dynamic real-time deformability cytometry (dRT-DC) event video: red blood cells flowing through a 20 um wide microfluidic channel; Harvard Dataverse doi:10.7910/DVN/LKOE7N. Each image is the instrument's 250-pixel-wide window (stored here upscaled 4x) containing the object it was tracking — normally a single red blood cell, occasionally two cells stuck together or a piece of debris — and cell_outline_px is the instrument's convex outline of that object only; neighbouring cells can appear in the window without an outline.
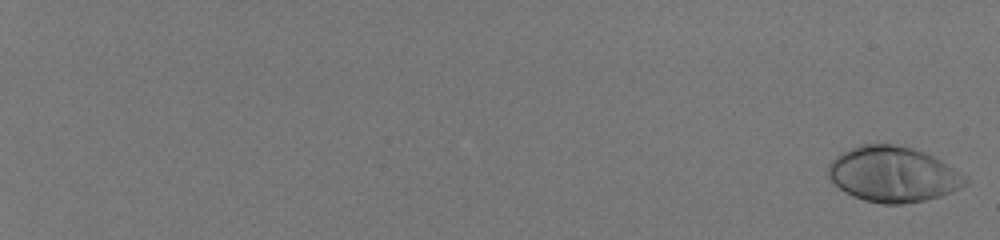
{"species": "human", "species_latin": "Homo sapiens", "temperature_condition": "room temperature", "stored_images_in_passage": 58, "camera_frame_rate_fps": 3000, "um_per_image_px": 0.085, "donor": {"sex": "male"}, "frame": {"image": 1, "passage_image": 1, "time_ms": 0.0, "image_size_px": [1000, 240], "cell_outline_px": [[968, 184], [940, 196], [924, 200], [900, 204], [880, 204], [864, 200], [852, 196], [844, 192], [828, 176], [828, 164], [840, 152], [848, 148], [860, 144], [892, 144], [912, 148], [924, 152], [940, 160], [968, 176]], "centroid_in_image_um": [75.89, 14.81], "position_along_channel_um": 9.1, "area_um2": 44.39}}
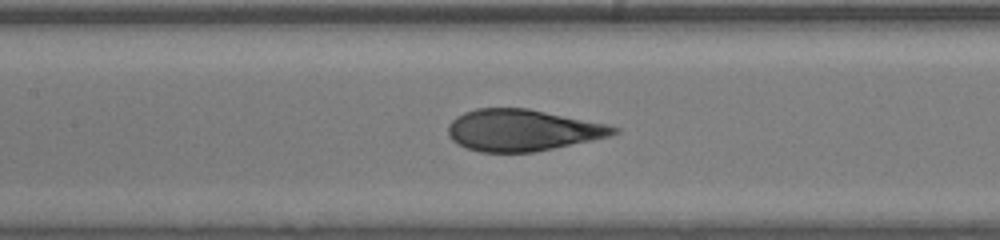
{"frame": {"image": 2, "passage_image": 34, "time_ms": 11.0, "image_size_px": [1000, 240], "cell_outline_px": [[620, 132], [608, 136], [592, 140], [536, 152], [480, 152], [468, 148], [452, 140], [448, 136], [448, 124], [456, 116], [464, 112], [476, 108], [528, 108], [608, 124], [620, 128]], "centroid_in_image_um": [44.41, 11.06], "position_along_channel_um": 163.0, "area_um2": 40.17}}
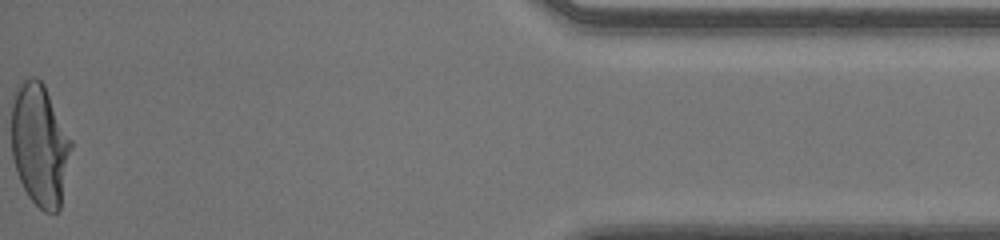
{"frame": {"image": 3, "passage_image": 58, "time_ms": 19.0, "image_size_px": [1000, 240], "cell_outline_px": [[72, 148], [60, 208], [56, 212], [44, 212], [28, 196], [16, 172], [12, 156], [12, 104], [16, 84], [32, 76], [36, 76], [44, 84], [72, 140]], "centroid_in_image_um": [3.38, 12.29], "position_along_channel_um": 431.8, "area_um2": 42.71}, "authors_computed_cell_mechanics": {"area_um2": 41.3848, "velocity_mm_per_s": 4.0613, "shape_relaxation_time_tau1_ms": 5.4386, "shape_relaxation_time_tau2_ms": null, "deformation_change_tau1": 0.2563, "deformation_change_tau2": null}}